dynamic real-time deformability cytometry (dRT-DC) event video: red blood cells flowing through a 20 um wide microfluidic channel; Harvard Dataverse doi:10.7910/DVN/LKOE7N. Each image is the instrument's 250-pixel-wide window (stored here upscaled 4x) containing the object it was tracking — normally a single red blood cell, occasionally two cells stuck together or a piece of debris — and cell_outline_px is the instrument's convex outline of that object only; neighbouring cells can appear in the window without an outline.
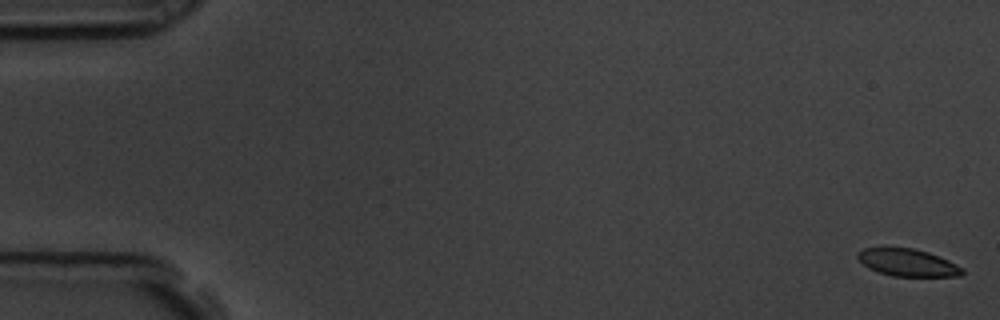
{"species": "common noctule bat (a hibernating species)", "species_latin": "Nyctalus noctula", "temperature_condition": "room temperature", "stored_images_in_passage": 58, "camera_frame_rate_fps": 3000, "um_per_image_px": 0.085, "animal": {"sex": "male", "body_mass_g": 19.5, "forearm_length_mm": 54.6}, "frame": {"image": 1, "passage_image": 1, "time_ms": 0.0, "image_size_px": [1000, 320], "cell_outline_px": [[964, 272], [960, 276], [892, 276], [868, 268], [856, 256], [856, 252], [864, 248], [916, 248], [928, 252], [948, 260], [964, 268]], "centroid_in_image_um": [77.16, 22.32], "position_along_channel_um": 7.8, "area_um2": 16.59}}
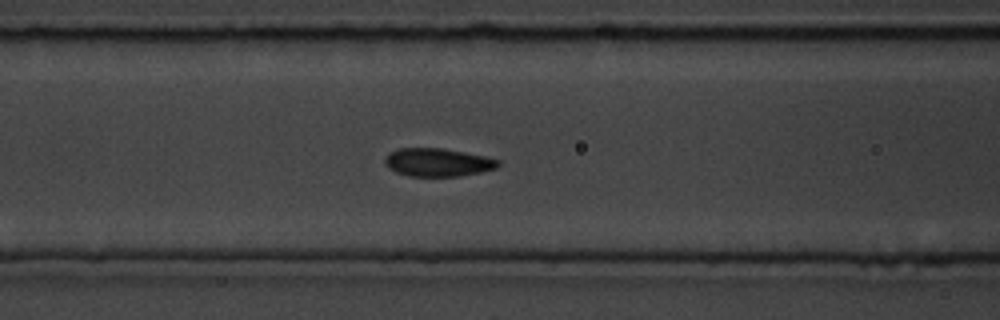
{"frame": {"image": 2, "passage_image": 24, "time_ms": 7.667, "image_size_px": [1000, 320], "cell_outline_px": [[500, 164], [496, 168], [480, 172], [460, 176], [408, 176], [396, 172], [388, 168], [384, 164], [384, 160], [388, 152], [400, 148], [444, 148], [484, 156], [500, 160]], "centroid_in_image_um": [37.18, 13.8], "position_along_channel_um": 129.4, "area_um2": 18.67}}
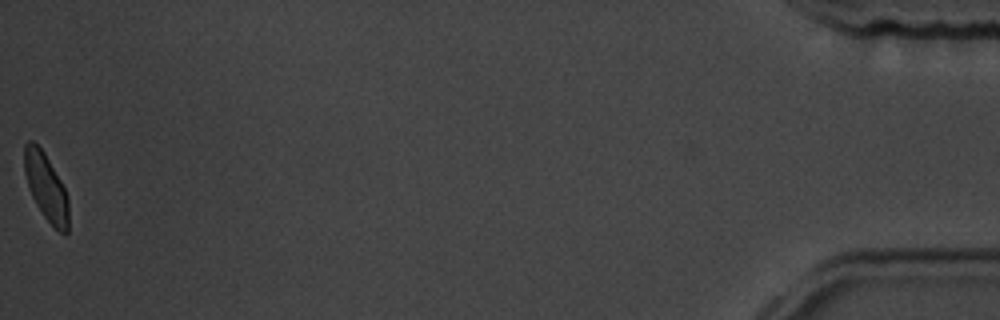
{"frame": {"image": 3, "passage_image": 58, "time_ms": 19.0, "image_size_px": [1000, 320], "cell_outline_px": [[68, 232], [64, 236], [44, 216], [36, 204], [32, 196], [24, 172], [24, 144], [28, 140], [32, 140], [44, 152], [60, 180], [68, 196]], "centroid_in_image_um": [3.91, 15.89], "position_along_channel_um": 431.3, "area_um2": 17.11}, "authors_computed_cell_mechanics": {"area_um2": 18.3226, "velocity_mm_per_s": 3.5432, "shape_relaxation_time_tau1_ms": 3.4252, "shape_relaxation_time_tau2_ms": null, "deformation_change_tau1": 0.0908, "deformation_change_tau2": null}}